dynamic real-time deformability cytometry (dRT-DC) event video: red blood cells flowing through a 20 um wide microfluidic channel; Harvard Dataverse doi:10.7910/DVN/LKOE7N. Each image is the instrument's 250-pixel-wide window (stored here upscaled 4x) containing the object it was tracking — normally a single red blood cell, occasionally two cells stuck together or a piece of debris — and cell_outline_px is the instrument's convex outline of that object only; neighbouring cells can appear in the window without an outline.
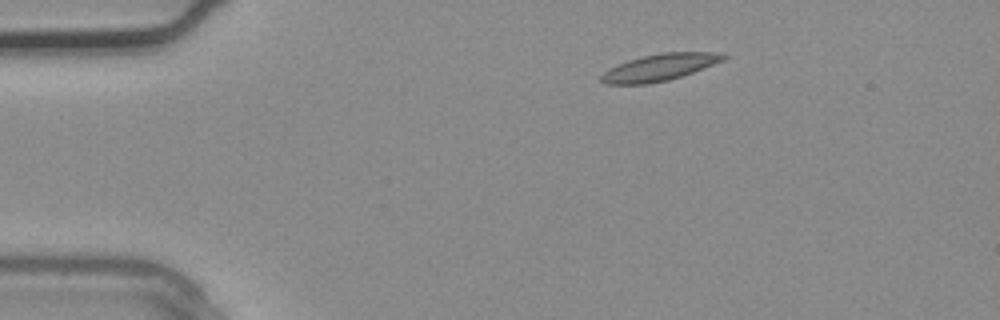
{"species": "common noctule bat (a hibernating species)", "species_latin": "Nyctalus noctula", "temperature_condition": "warm", "stored_images_in_passage": 2, "camera_frame_rate_fps": 3000, "um_per_image_px": 0.085, "animal": {"sex": "male", "body_mass_g": 20.4}, "frame": {"image": 1, "passage_image": 1, "time_ms": 0.0, "image_size_px": [1000, 320], "cell_outline_px": [[728, 56], [724, 60], [704, 68], [668, 80], [648, 84], [604, 84], [600, 80], [600, 76], [604, 72], [628, 60], [660, 52], [724, 52]], "centroid_in_image_um": [56.1, 5.72], "position_along_channel_um": 28.9, "area_um2": 18.96}}